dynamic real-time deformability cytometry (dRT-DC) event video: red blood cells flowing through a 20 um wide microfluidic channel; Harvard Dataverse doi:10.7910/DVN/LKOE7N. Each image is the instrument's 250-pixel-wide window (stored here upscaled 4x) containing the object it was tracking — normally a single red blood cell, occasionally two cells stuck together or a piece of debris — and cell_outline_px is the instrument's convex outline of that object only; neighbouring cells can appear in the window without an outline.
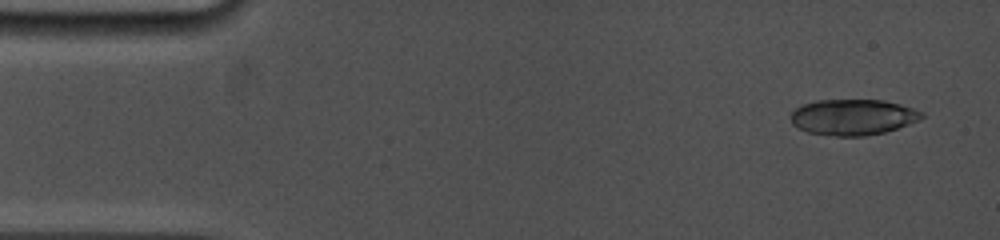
{"species": "common noctule bat (a hibernating species)", "species_latin": "Nyctalus noctula", "temperature_condition": "cold", "stored_images_in_passage": 4, "camera_frame_rate_fps": 5000, "um_per_image_px": 0.085, "animal": {"sex": "female", "body_mass_g": 19.0, "forearm_length_mm": 53.3}, "frame": {"image": 1, "passage_image": 1, "time_ms": 0.0, "image_size_px": [1000, 240], "cell_outline_px": [[924, 116], [920, 120], [884, 132], [864, 136], [836, 136], [808, 132], [792, 124], [792, 112], [796, 108], [804, 104], [816, 100], [884, 100], [900, 104], [924, 112]], "centroid_in_image_um": [72.52, 9.95], "position_along_channel_um": 12.5, "area_um2": 27.17}}